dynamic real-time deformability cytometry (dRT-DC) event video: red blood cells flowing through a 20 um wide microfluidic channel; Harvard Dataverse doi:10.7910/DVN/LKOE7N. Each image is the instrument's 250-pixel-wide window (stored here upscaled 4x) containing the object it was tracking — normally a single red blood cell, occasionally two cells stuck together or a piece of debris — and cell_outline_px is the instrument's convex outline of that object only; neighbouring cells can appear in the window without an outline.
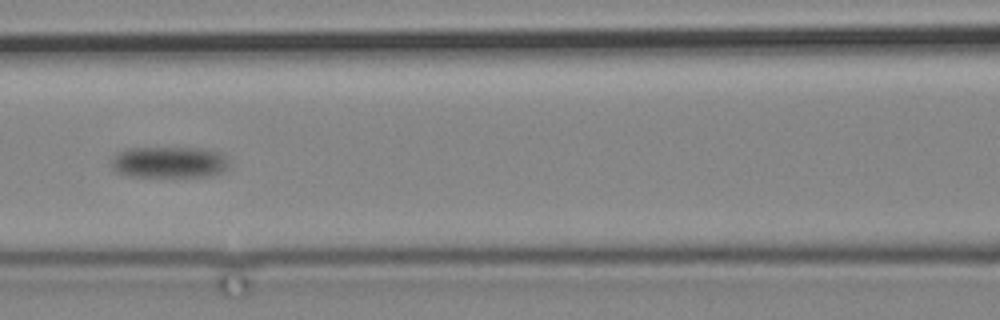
{"species": "common noctule bat (a hibernating species)", "species_latin": "Nyctalus noctula", "temperature_condition": "cold", "stored_images_in_passage": 17, "camera_frame_rate_fps": 3000, "um_per_image_px": 0.085, "animal": {"sex": "male", "body_mass_g": 19.2, "forearm_length_mm": 51.8}, "frame": {"image": 1, "passage_image": 15, "time_ms": 17.333, "image_size_px": [1000, 320], "cell_outline_px": [[228, 168], [220, 172], [208, 176], [124, 176], [116, 172], [112, 168], [112, 160], [124, 148], [196, 148], [220, 152], [224, 156], [228, 164]], "centroid_in_image_um": [14.35, 13.79], "position_along_channel_um": 152.3, "area_um2": 21.27}}
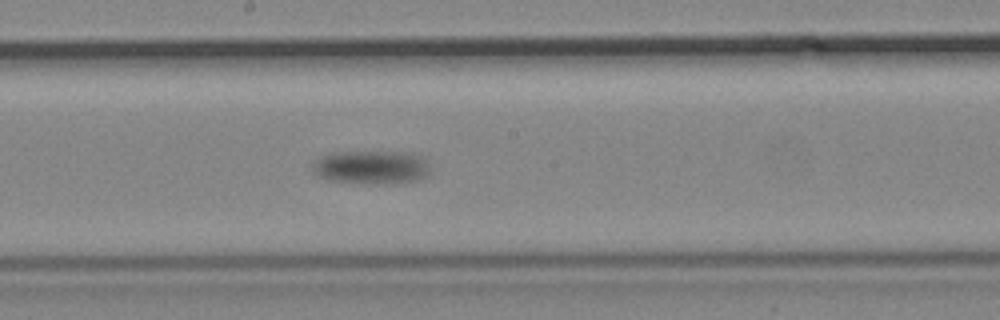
{"frame": {"image": 2, "passage_image": 17, "time_ms": 19.667, "image_size_px": [1000, 320], "cell_outline_px": [[428, 172], [420, 180], [380, 184], [328, 180], [320, 176], [312, 168], [312, 164], [320, 156], [332, 152], [412, 152], [420, 156], [424, 160], [428, 168]], "centroid_in_image_um": [31.54, 14.2], "position_along_channel_um": 216.7, "area_um2": 22.72}}